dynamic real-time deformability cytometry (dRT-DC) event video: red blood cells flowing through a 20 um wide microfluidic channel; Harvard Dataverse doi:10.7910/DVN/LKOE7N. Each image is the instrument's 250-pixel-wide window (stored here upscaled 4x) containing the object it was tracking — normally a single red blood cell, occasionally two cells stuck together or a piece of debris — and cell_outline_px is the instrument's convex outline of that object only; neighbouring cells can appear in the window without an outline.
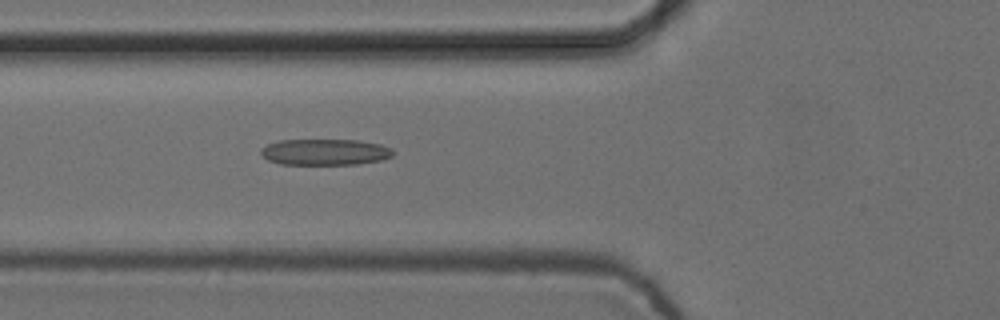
{"species": "common noctule bat (a hibernating species)", "species_latin": "Nyctalus noctula", "temperature_condition": "cold", "stored_images_in_passage": 5, "camera_frame_rate_fps": 3000, "um_per_image_px": 0.085, "animal": {"sex": "female", "body_mass_g": 24.6, "forearm_length_mm": 56.2}, "frame": {"image": 1, "passage_image": 5, "time_ms": 1.333, "image_size_px": [1000, 320], "cell_outline_px": [[392, 156], [380, 160], [356, 164], [280, 164], [268, 160], [260, 152], [260, 148], [268, 144], [280, 140], [360, 140], [380, 144], [392, 148]], "centroid_in_image_um": [27.61, 12.92], "position_along_channel_um": 98.2, "area_um2": 20.06}}